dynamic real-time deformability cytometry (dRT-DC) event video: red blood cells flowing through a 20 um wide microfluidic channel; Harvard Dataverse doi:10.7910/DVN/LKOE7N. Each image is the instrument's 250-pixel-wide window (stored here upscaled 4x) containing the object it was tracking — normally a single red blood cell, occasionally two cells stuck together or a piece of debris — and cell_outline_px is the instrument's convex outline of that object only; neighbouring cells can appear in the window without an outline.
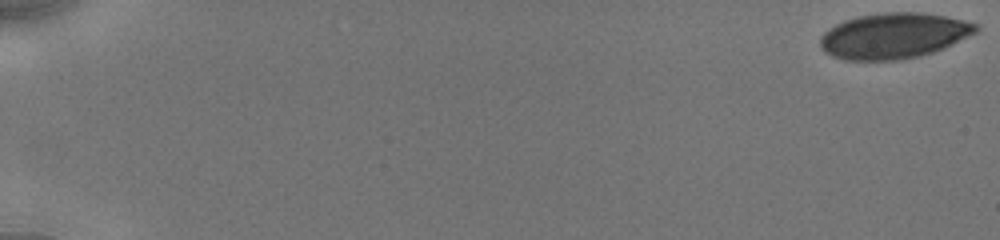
{"species": "human", "species_latin": "Homo sapiens", "temperature_condition": "cold", "stored_images_in_passage": 9, "camera_frame_rate_fps": 3000, "um_per_image_px": 0.085, "donor": {"sex": "male"}, "frame": {"image": 1, "passage_image": 1, "time_ms": 0.0, "image_size_px": [1000, 240], "cell_outline_px": [[980, 32], [944, 48], [932, 52], [900, 60], [844, 60], [832, 56], [824, 52], [820, 48], [820, 36], [828, 28], [844, 20], [860, 16], [884, 12], [920, 12], [944, 16], [964, 20], [980, 24]], "centroid_in_image_um": [75.99, 3.04], "position_along_channel_um": 9.0, "area_um2": 41.73}}
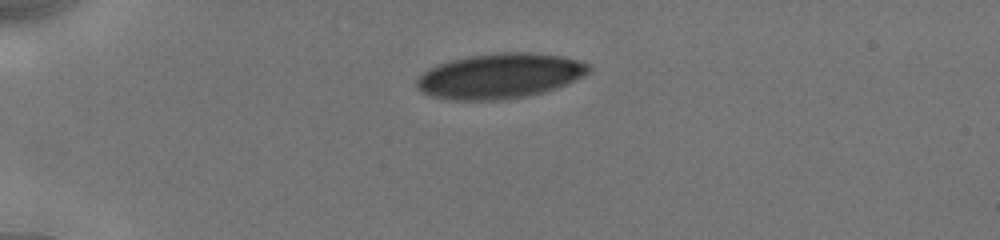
{"frame": {"image": 2, "passage_image": 6, "time_ms": 4.667, "image_size_px": [1000, 240], "cell_outline_px": [[592, 68], [584, 76], [556, 88], [544, 92], [528, 96], [504, 100], [448, 100], [432, 96], [424, 92], [416, 84], [416, 80], [428, 68], [436, 64], [468, 56], [496, 52], [528, 52], [560, 56], [592, 64]], "centroid_in_image_um": [42.5, 6.46], "position_along_channel_um": 42.5, "area_um2": 45.32}}
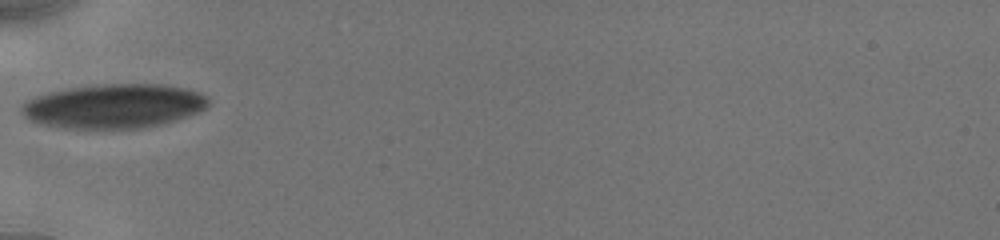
{"frame": {"image": 3, "passage_image": 8, "time_ms": 6.667, "image_size_px": [1000, 240], "cell_outline_px": [[208, 108], [200, 112], [164, 124], [140, 128], [64, 128], [40, 124], [28, 120], [20, 112], [20, 104], [36, 96], [48, 92], [96, 84], [164, 84], [188, 88], [200, 92], [208, 100]], "centroid_in_image_um": [9.69, 9.02], "position_along_channel_um": 75.3, "area_um2": 48.55}}